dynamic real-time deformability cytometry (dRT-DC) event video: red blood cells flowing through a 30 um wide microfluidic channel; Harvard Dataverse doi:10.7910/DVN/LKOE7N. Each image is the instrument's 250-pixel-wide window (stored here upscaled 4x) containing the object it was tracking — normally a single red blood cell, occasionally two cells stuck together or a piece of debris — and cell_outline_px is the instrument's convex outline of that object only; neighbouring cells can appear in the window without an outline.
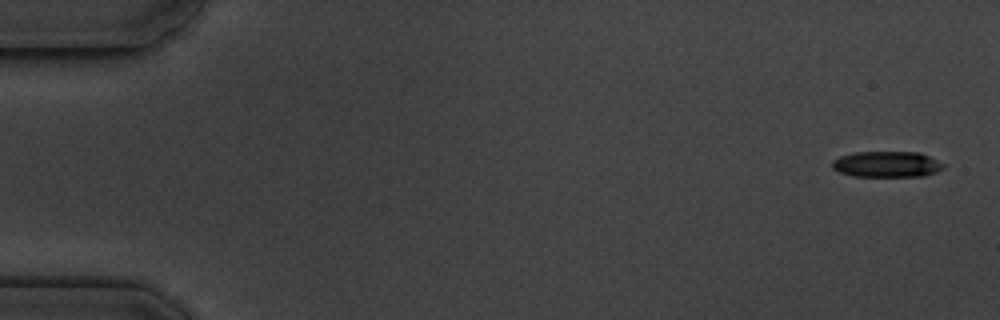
{"species": "common noctule bat (a hibernating species)", "species_latin": "Nyctalus noctula", "temperature_condition": "cold", "stored_images_in_passage": 5, "camera_frame_rate_fps": 3000, "um_per_image_px": 0.085, "animal": {"sex": "male", "body_mass_g": 19.5, "forearm_length_mm": 54.6}, "frame": {"image": 1, "passage_image": 1, "time_ms": 0.0, "image_size_px": [1000, 320], "cell_outline_px": [[944, 168], [936, 172], [924, 176], [852, 176], [840, 172], [832, 168], [832, 160], [840, 156], [856, 152], [920, 152], [944, 164]], "centroid_in_image_um": [75.37, 13.96], "position_along_channel_um": 9.6, "area_um2": 16.76}}
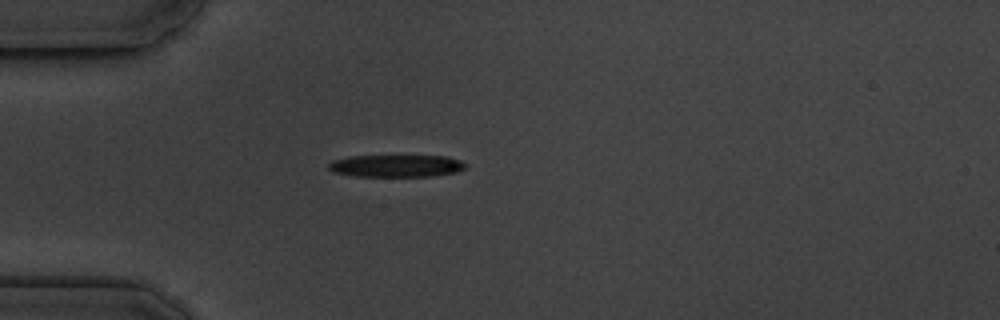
{"frame": {"image": 2, "passage_image": 5, "time_ms": 4.667, "image_size_px": [1000, 320], "cell_outline_px": [[464, 168], [456, 172], [432, 176], [356, 176], [332, 172], [328, 168], [328, 164], [332, 160], [348, 156], [448, 156], [460, 160], [464, 164]], "centroid_in_image_um": [33.63, 14.09], "position_along_channel_um": 51.4, "area_um2": 17.69}}